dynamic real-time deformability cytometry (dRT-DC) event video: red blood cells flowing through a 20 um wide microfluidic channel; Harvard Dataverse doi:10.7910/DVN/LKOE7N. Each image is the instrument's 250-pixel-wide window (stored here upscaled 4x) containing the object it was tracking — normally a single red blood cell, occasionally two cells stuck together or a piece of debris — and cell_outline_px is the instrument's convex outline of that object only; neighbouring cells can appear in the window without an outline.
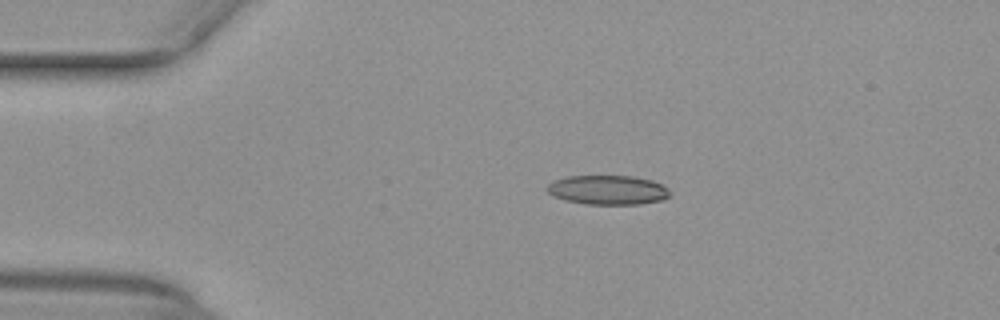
{"species": "common noctule bat (a hibernating species)", "species_latin": "Nyctalus noctula", "temperature_condition": "warm", "stored_images_in_passage": 47, "camera_frame_rate_fps": 3000, "um_per_image_px": 0.085, "animal": {"sex": "female", "body_mass_g": 29.2, "forearm_length_mm": 56.3}, "frame": {"image": 1, "passage_image": 6, "time_ms": 1.667, "image_size_px": [1000, 320], "cell_outline_px": [[668, 196], [664, 200], [640, 204], [584, 204], [564, 200], [552, 196], [544, 188], [548, 184], [556, 180], [568, 176], [632, 176], [652, 180], [668, 188]], "centroid_in_image_um": [51.63, 16.15], "position_along_channel_um": 33.4, "area_um2": 21.04}}
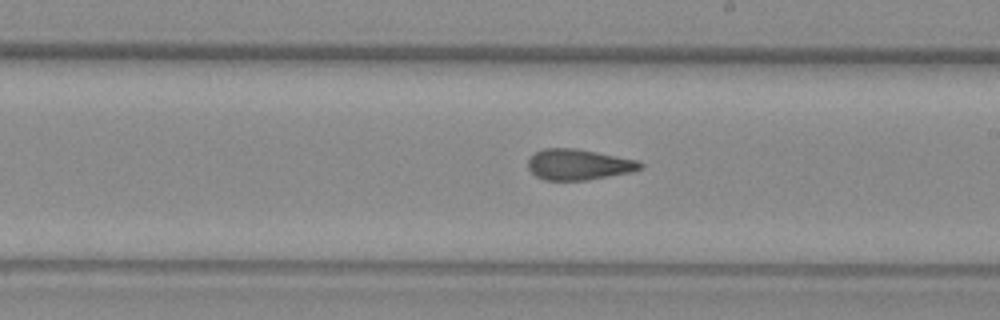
{"frame": {"image": 2, "passage_image": 25, "time_ms": 8.0, "image_size_px": [1000, 320], "cell_outline_px": [[644, 164], [640, 168], [632, 172], [588, 180], [544, 180], [536, 176], [528, 168], [528, 160], [536, 152], [544, 148], [576, 148], [636, 160]], "centroid_in_image_um": [49.16, 13.99], "position_along_channel_um": 239.8, "area_um2": 20.0}}
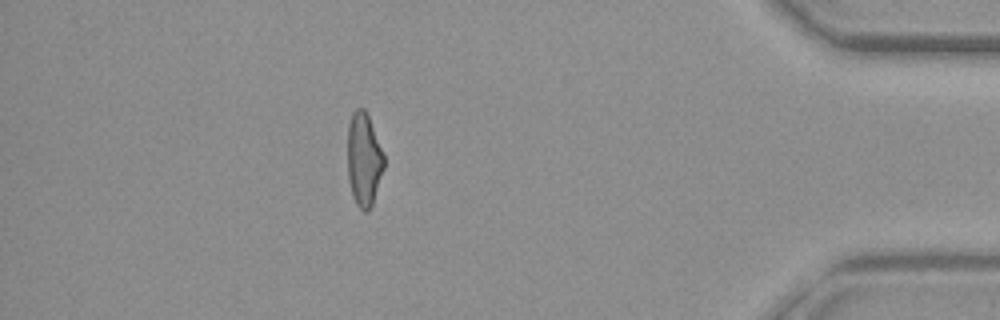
{"frame": {"image": 3, "passage_image": 41, "time_ms": 13.333, "image_size_px": [1000, 320], "cell_outline_px": [[384, 168], [372, 208], [368, 212], [364, 212], [356, 204], [352, 196], [348, 180], [348, 124], [352, 112], [356, 108], [364, 108], [368, 116], [384, 156]], "centroid_in_image_um": [30.92, 13.61], "position_along_channel_um": 404.3, "area_um2": 19.94}, "authors_computed_cell_mechanics": {"area_um2": 20.6346, "velocity_mm_per_s": 4.0009, "shape_relaxation_time_tau1_ms": null, "shape_relaxation_time_tau2_ms": 2.049, "deformation_change_tau1": null, "deformation_change_tau2": 0.1037}}